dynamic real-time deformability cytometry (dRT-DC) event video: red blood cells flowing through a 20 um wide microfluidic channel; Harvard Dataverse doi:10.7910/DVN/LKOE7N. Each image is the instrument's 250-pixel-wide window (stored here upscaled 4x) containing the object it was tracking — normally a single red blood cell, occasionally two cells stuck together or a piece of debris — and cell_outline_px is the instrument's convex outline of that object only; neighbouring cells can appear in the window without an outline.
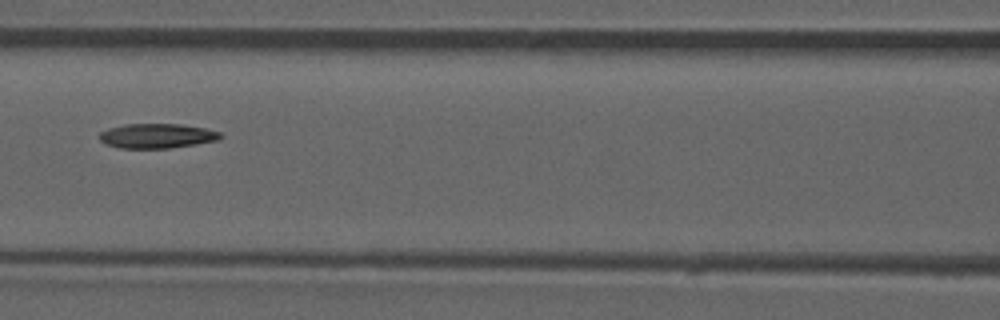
{"species": "common noctule bat (a hibernating species)", "species_latin": "Nyctalus noctula", "temperature_condition": "room temperature", "stored_images_in_passage": 7, "camera_frame_rate_fps": 3000, "um_per_image_px": 0.085, "animal": {"sex": "male", "forearm_length_mm": 52.5}, "frame": {"image": 1, "passage_image": 6, "time_ms": 1.667, "image_size_px": [1000, 320], "cell_outline_px": [[224, 136], [216, 140], [196, 144], [168, 148], [120, 148], [104, 144], [100, 140], [100, 132], [108, 128], [124, 124], [180, 124], [204, 128], [220, 132]], "centroid_in_image_um": [13.31, 11.55], "position_along_channel_um": 153.3, "area_um2": 17.34}}